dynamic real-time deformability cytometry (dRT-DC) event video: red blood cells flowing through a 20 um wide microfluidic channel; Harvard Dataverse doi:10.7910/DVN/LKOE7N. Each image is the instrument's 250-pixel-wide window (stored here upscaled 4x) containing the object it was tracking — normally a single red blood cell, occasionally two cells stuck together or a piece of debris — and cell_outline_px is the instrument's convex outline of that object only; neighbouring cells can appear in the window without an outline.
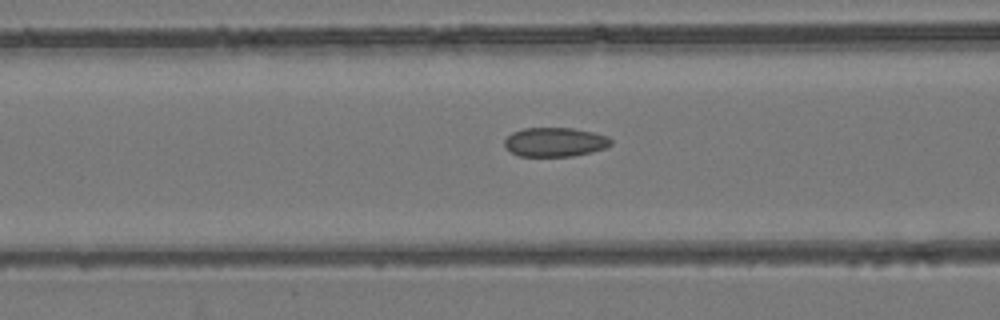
{"species": "common noctule bat (a hibernating species)", "species_latin": "Nyctalus noctula", "temperature_condition": "room temperature", "stored_images_in_passage": 37, "camera_frame_rate_fps": 3000, "um_per_image_px": 0.085, "animal": {"sex": "female", "body_mass_g": 24.6, "forearm_length_mm": 56.2}, "frame": {"image": 1, "passage_image": 19, "time_ms": 6.0, "image_size_px": [1000, 320], "cell_outline_px": [[612, 144], [604, 148], [592, 152], [572, 156], [520, 156], [504, 148], [504, 140], [512, 132], [524, 128], [572, 128], [592, 132], [608, 136], [612, 140]], "centroid_in_image_um": [47.16, 12.07], "position_along_channel_um": 119.4, "area_um2": 18.09}}
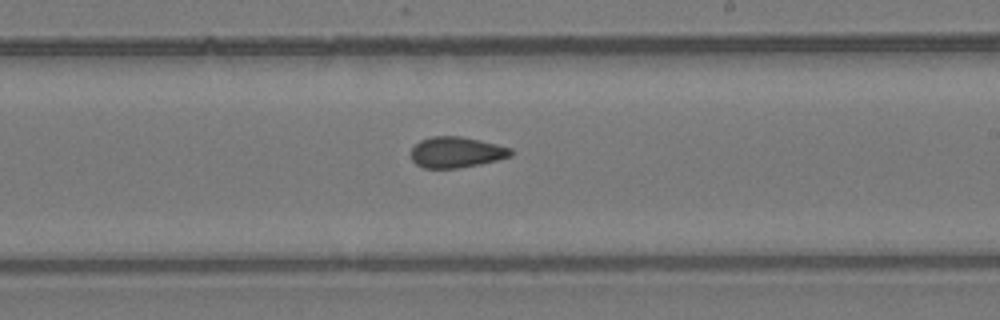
{"frame": {"image": 2, "passage_image": 29, "time_ms": 9.333, "image_size_px": [1000, 320], "cell_outline_px": [[512, 156], [480, 164], [460, 168], [424, 168], [416, 164], [412, 160], [412, 148], [420, 140], [432, 136], [460, 136], [480, 140], [512, 148]], "centroid_in_image_um": [38.79, 12.94], "position_along_channel_um": 250.2, "area_um2": 17.92}}
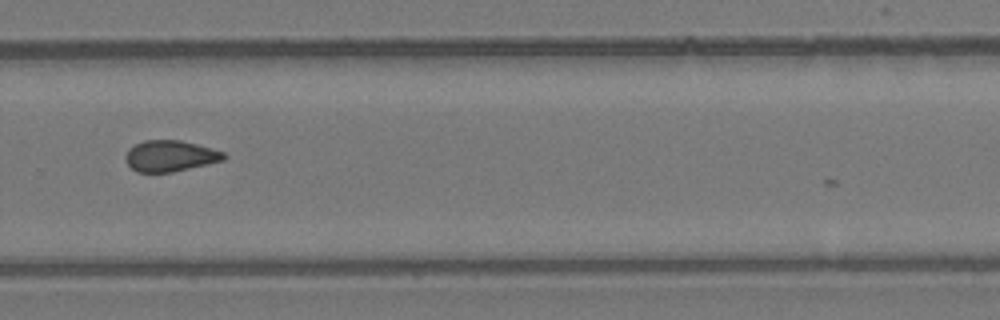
{"frame": {"image": 3, "passage_image": 34, "time_ms": 11.0, "image_size_px": [1000, 320], "cell_outline_px": [[228, 156], [224, 160], [172, 172], [136, 172], [128, 164], [124, 156], [128, 148], [144, 140], [180, 140], [212, 148], [224, 152]], "centroid_in_image_um": [14.46, 13.25], "position_along_channel_um": 315.3, "area_um2": 17.8}}